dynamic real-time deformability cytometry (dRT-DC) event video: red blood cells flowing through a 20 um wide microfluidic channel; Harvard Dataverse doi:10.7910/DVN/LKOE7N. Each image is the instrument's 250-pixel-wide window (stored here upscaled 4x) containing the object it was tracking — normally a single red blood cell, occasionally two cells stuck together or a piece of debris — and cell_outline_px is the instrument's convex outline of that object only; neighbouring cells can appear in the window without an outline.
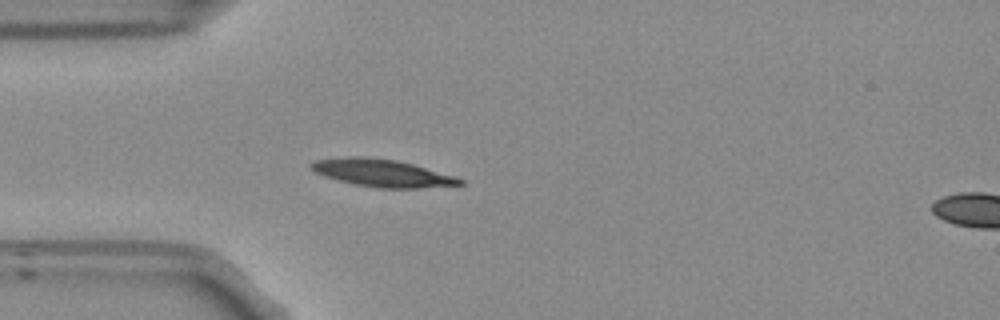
{"species": "Egyptian fruit bat (a non-hibernating species)", "species_latin": "Rousettus aegyptiacus", "temperature_condition": "room temperature", "stored_images_in_passage": 40, "camera_frame_rate_fps": 3000, "um_per_image_px": 0.085, "frame": {"image": 1, "passage_image": 1, "time_ms": 0.0, "image_size_px": [1000, 320], "cell_outline_px": [[464, 184], [416, 188], [376, 188], [352, 184], [324, 176], [312, 172], [308, 164], [316, 160], [348, 156], [364, 156], [396, 160], [412, 164], [456, 176], [464, 180]], "centroid_in_image_um": [32.43, 14.7], "position_along_channel_um": 52.6, "area_um2": 23.93}}
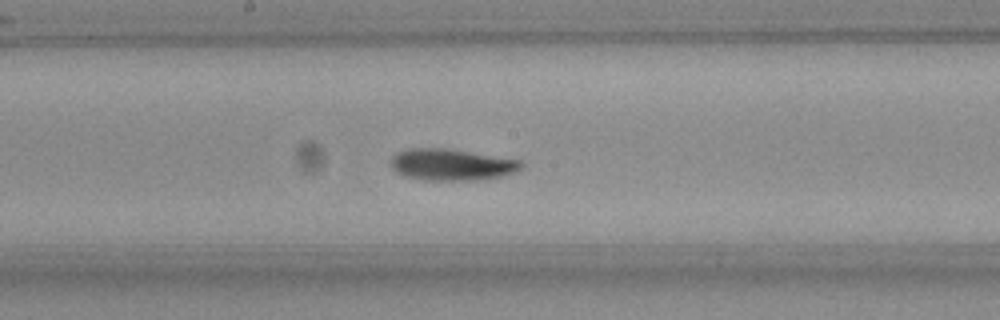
{"frame": {"image": 2, "passage_image": 14, "time_ms": 4.333, "image_size_px": [1000, 320], "cell_outline_px": [[524, 164], [520, 168], [512, 172], [500, 176], [484, 180], [424, 180], [408, 176], [396, 172], [392, 168], [392, 156], [396, 152], [408, 148], [444, 148], [520, 160]], "centroid_in_image_um": [38.35, 13.99], "position_along_channel_um": 209.8, "area_um2": 23.7}}
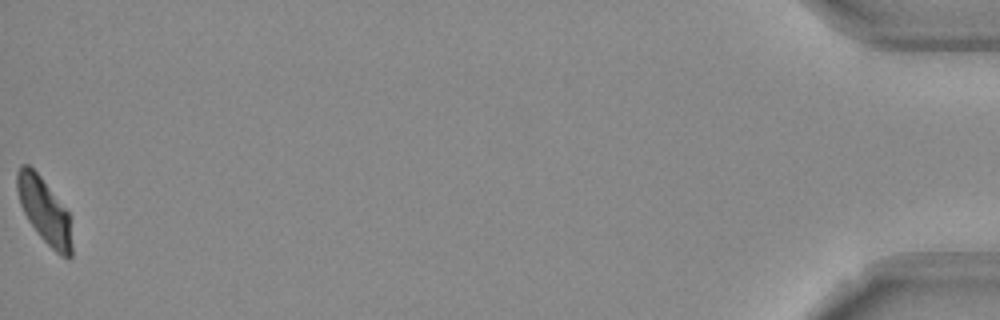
{"frame": {"image": 3, "passage_image": 40, "time_ms": 13.0, "image_size_px": [1000, 320], "cell_outline_px": [[72, 256], [68, 260], [60, 256], [40, 236], [28, 220], [20, 204], [16, 188], [16, 172], [20, 164], [28, 164], [40, 176], [68, 212], [72, 244]], "centroid_in_image_um": [3.75, 17.91], "position_along_channel_um": 431.4, "area_um2": 20.69}, "authors_computed_cell_mechanics": {"area_um2": 22.8021, "velocity_mm_per_s": 3.7694, "shape_relaxation_time_tau1_ms": 5.8283, "shape_relaxation_time_tau2_ms": 4.5229, "deformation_change_tau1": 0.1647, "deformation_change_tau2": 0.0882}}